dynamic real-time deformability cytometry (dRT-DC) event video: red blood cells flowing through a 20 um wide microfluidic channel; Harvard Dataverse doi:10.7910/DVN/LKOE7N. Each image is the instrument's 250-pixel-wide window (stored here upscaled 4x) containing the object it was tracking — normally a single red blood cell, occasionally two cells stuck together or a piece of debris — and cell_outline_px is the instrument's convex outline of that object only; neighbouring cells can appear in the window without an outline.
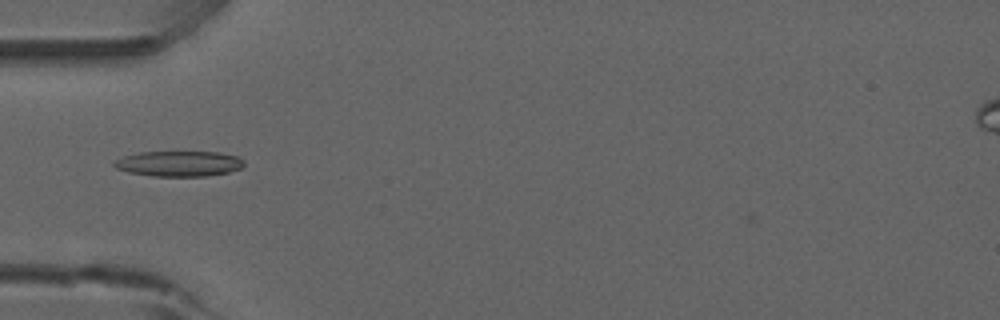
{"species": "common noctule bat (a hibernating species)", "species_latin": "Nyctalus noctula", "temperature_condition": "room temperature", "stored_images_in_passage": 36, "camera_frame_rate_fps": 3000, "um_per_image_px": 0.085, "animal": {"sex": "male", "forearm_length_mm": 52.5}, "frame": {"image": 1, "passage_image": 1, "time_ms": 0.0, "image_size_px": [1000, 320], "cell_outline_px": [[244, 164], [240, 168], [228, 172], [208, 176], [152, 176], [128, 172], [116, 168], [112, 164], [112, 160], [124, 156], [140, 152], [220, 152], [240, 156], [244, 160]], "centroid_in_image_um": [15.21, 13.9], "position_along_channel_um": 69.8, "area_um2": 19.42}}
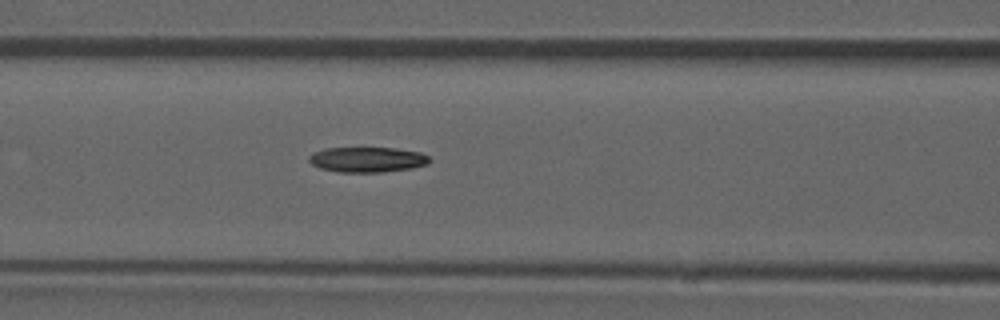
{"frame": {"image": 2, "passage_image": 6, "time_ms": 1.667, "image_size_px": [1000, 320], "cell_outline_px": [[432, 160], [428, 164], [412, 168], [384, 172], [340, 172], [320, 168], [312, 164], [308, 160], [308, 156], [324, 148], [396, 148], [420, 152], [428, 156]], "centroid_in_image_um": [31.25, 13.56], "position_along_channel_um": 135.3, "area_um2": 17.74}, "authors_computed_cell_mechanics": {"area_um2": 17.7735, "velocity_mm_per_s": 3.8989, "shape_relaxation_time_tau1_ms": 8.3991, "shape_relaxation_time_tau2_ms": null, "deformation_change_tau1": 0.181, "deformation_change_tau2": null}}